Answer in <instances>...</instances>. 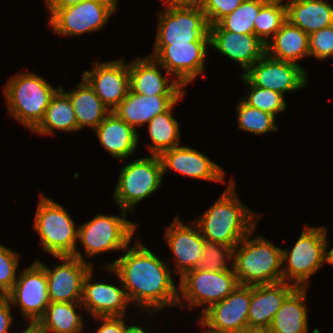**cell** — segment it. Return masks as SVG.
Returning a JSON list of instances; mask_svg holds the SVG:
<instances>
[{"label": "cell", "mask_w": 333, "mask_h": 333, "mask_svg": "<svg viewBox=\"0 0 333 333\" xmlns=\"http://www.w3.org/2000/svg\"><path fill=\"white\" fill-rule=\"evenodd\" d=\"M91 70H84L82 77L93 88L96 95L114 110L129 91L128 63L124 59L91 62Z\"/></svg>", "instance_id": "cell-20"}, {"label": "cell", "mask_w": 333, "mask_h": 333, "mask_svg": "<svg viewBox=\"0 0 333 333\" xmlns=\"http://www.w3.org/2000/svg\"><path fill=\"white\" fill-rule=\"evenodd\" d=\"M57 131L78 132L74 108L70 98L61 89L52 97L43 119L31 132L39 136H53Z\"/></svg>", "instance_id": "cell-30"}, {"label": "cell", "mask_w": 333, "mask_h": 333, "mask_svg": "<svg viewBox=\"0 0 333 333\" xmlns=\"http://www.w3.org/2000/svg\"><path fill=\"white\" fill-rule=\"evenodd\" d=\"M60 264L48 267L36 260L47 276V290L50 302H81L83 281L93 267L74 256H54Z\"/></svg>", "instance_id": "cell-18"}, {"label": "cell", "mask_w": 333, "mask_h": 333, "mask_svg": "<svg viewBox=\"0 0 333 333\" xmlns=\"http://www.w3.org/2000/svg\"><path fill=\"white\" fill-rule=\"evenodd\" d=\"M6 296L12 306L20 309L22 318L37 324L50 304L45 269L33 261L29 267L19 271L12 290Z\"/></svg>", "instance_id": "cell-13"}, {"label": "cell", "mask_w": 333, "mask_h": 333, "mask_svg": "<svg viewBox=\"0 0 333 333\" xmlns=\"http://www.w3.org/2000/svg\"><path fill=\"white\" fill-rule=\"evenodd\" d=\"M308 74L299 64L277 60L265 53L242 75L252 85L271 89L284 96L287 92L308 87Z\"/></svg>", "instance_id": "cell-15"}, {"label": "cell", "mask_w": 333, "mask_h": 333, "mask_svg": "<svg viewBox=\"0 0 333 333\" xmlns=\"http://www.w3.org/2000/svg\"><path fill=\"white\" fill-rule=\"evenodd\" d=\"M147 328L142 327V325L139 324H135L133 323H129V325H127L126 330L124 333H152L149 332L148 330H146Z\"/></svg>", "instance_id": "cell-45"}, {"label": "cell", "mask_w": 333, "mask_h": 333, "mask_svg": "<svg viewBox=\"0 0 333 333\" xmlns=\"http://www.w3.org/2000/svg\"><path fill=\"white\" fill-rule=\"evenodd\" d=\"M159 158L162 164L163 177L168 171L192 179L225 184V170L201 151L188 145H179L163 151Z\"/></svg>", "instance_id": "cell-19"}, {"label": "cell", "mask_w": 333, "mask_h": 333, "mask_svg": "<svg viewBox=\"0 0 333 333\" xmlns=\"http://www.w3.org/2000/svg\"><path fill=\"white\" fill-rule=\"evenodd\" d=\"M201 332L200 333H211V332H208V331H206L202 326H201Z\"/></svg>", "instance_id": "cell-50"}, {"label": "cell", "mask_w": 333, "mask_h": 333, "mask_svg": "<svg viewBox=\"0 0 333 333\" xmlns=\"http://www.w3.org/2000/svg\"><path fill=\"white\" fill-rule=\"evenodd\" d=\"M251 286L238 285L224 300L212 304L199 317L197 326L211 333H238L248 330Z\"/></svg>", "instance_id": "cell-14"}, {"label": "cell", "mask_w": 333, "mask_h": 333, "mask_svg": "<svg viewBox=\"0 0 333 333\" xmlns=\"http://www.w3.org/2000/svg\"><path fill=\"white\" fill-rule=\"evenodd\" d=\"M244 0H205L202 11L208 24L218 23L223 17L233 12Z\"/></svg>", "instance_id": "cell-40"}, {"label": "cell", "mask_w": 333, "mask_h": 333, "mask_svg": "<svg viewBox=\"0 0 333 333\" xmlns=\"http://www.w3.org/2000/svg\"><path fill=\"white\" fill-rule=\"evenodd\" d=\"M216 201L193 220L205 240L233 248L256 226L263 213L254 212L238 197L235 180L230 178Z\"/></svg>", "instance_id": "cell-2"}, {"label": "cell", "mask_w": 333, "mask_h": 333, "mask_svg": "<svg viewBox=\"0 0 333 333\" xmlns=\"http://www.w3.org/2000/svg\"><path fill=\"white\" fill-rule=\"evenodd\" d=\"M296 288L285 281L251 286L248 329L267 331L276 312Z\"/></svg>", "instance_id": "cell-23"}, {"label": "cell", "mask_w": 333, "mask_h": 333, "mask_svg": "<svg viewBox=\"0 0 333 333\" xmlns=\"http://www.w3.org/2000/svg\"><path fill=\"white\" fill-rule=\"evenodd\" d=\"M238 333H267V331L248 329V330H244V331H241Z\"/></svg>", "instance_id": "cell-48"}, {"label": "cell", "mask_w": 333, "mask_h": 333, "mask_svg": "<svg viewBox=\"0 0 333 333\" xmlns=\"http://www.w3.org/2000/svg\"><path fill=\"white\" fill-rule=\"evenodd\" d=\"M286 0H268L254 20V34L266 44L287 21Z\"/></svg>", "instance_id": "cell-34"}, {"label": "cell", "mask_w": 333, "mask_h": 333, "mask_svg": "<svg viewBox=\"0 0 333 333\" xmlns=\"http://www.w3.org/2000/svg\"><path fill=\"white\" fill-rule=\"evenodd\" d=\"M327 256H328V264L327 265L333 266V248L328 250Z\"/></svg>", "instance_id": "cell-47"}, {"label": "cell", "mask_w": 333, "mask_h": 333, "mask_svg": "<svg viewBox=\"0 0 333 333\" xmlns=\"http://www.w3.org/2000/svg\"><path fill=\"white\" fill-rule=\"evenodd\" d=\"M209 35L210 47L237 63L242 74L266 53V45L255 34L234 33L216 23L209 26Z\"/></svg>", "instance_id": "cell-22"}, {"label": "cell", "mask_w": 333, "mask_h": 333, "mask_svg": "<svg viewBox=\"0 0 333 333\" xmlns=\"http://www.w3.org/2000/svg\"><path fill=\"white\" fill-rule=\"evenodd\" d=\"M60 88H55L35 72L11 75L2 91L8 115L32 131L43 119L52 97Z\"/></svg>", "instance_id": "cell-4"}, {"label": "cell", "mask_w": 333, "mask_h": 333, "mask_svg": "<svg viewBox=\"0 0 333 333\" xmlns=\"http://www.w3.org/2000/svg\"><path fill=\"white\" fill-rule=\"evenodd\" d=\"M164 6L202 10L205 0H162Z\"/></svg>", "instance_id": "cell-43"}, {"label": "cell", "mask_w": 333, "mask_h": 333, "mask_svg": "<svg viewBox=\"0 0 333 333\" xmlns=\"http://www.w3.org/2000/svg\"><path fill=\"white\" fill-rule=\"evenodd\" d=\"M133 242L121 256L101 266L111 267L117 273L130 304L149 313L147 317L177 307L179 285L175 284L169 262L146 247L140 237Z\"/></svg>", "instance_id": "cell-1"}, {"label": "cell", "mask_w": 333, "mask_h": 333, "mask_svg": "<svg viewBox=\"0 0 333 333\" xmlns=\"http://www.w3.org/2000/svg\"><path fill=\"white\" fill-rule=\"evenodd\" d=\"M92 267L83 281L81 304L87 314L93 317H124L130 306L124 287L117 273L111 267H102L115 276L119 284L113 282H96Z\"/></svg>", "instance_id": "cell-16"}, {"label": "cell", "mask_w": 333, "mask_h": 333, "mask_svg": "<svg viewBox=\"0 0 333 333\" xmlns=\"http://www.w3.org/2000/svg\"><path fill=\"white\" fill-rule=\"evenodd\" d=\"M33 228L40 246L51 256H73L78 242V227L63 205L39 194Z\"/></svg>", "instance_id": "cell-7"}, {"label": "cell", "mask_w": 333, "mask_h": 333, "mask_svg": "<svg viewBox=\"0 0 333 333\" xmlns=\"http://www.w3.org/2000/svg\"><path fill=\"white\" fill-rule=\"evenodd\" d=\"M287 21L308 35L333 25V4L328 0H287Z\"/></svg>", "instance_id": "cell-26"}, {"label": "cell", "mask_w": 333, "mask_h": 333, "mask_svg": "<svg viewBox=\"0 0 333 333\" xmlns=\"http://www.w3.org/2000/svg\"><path fill=\"white\" fill-rule=\"evenodd\" d=\"M309 35L286 21L265 44L266 54L271 58L296 64L309 55Z\"/></svg>", "instance_id": "cell-29"}, {"label": "cell", "mask_w": 333, "mask_h": 333, "mask_svg": "<svg viewBox=\"0 0 333 333\" xmlns=\"http://www.w3.org/2000/svg\"><path fill=\"white\" fill-rule=\"evenodd\" d=\"M128 213L123 209H120V216L98 213L91 220L80 224L77 243L83 245L84 252L76 249L73 256L94 267L87 258L126 249L134 240L132 238L139 227L136 222L128 220Z\"/></svg>", "instance_id": "cell-5"}, {"label": "cell", "mask_w": 333, "mask_h": 333, "mask_svg": "<svg viewBox=\"0 0 333 333\" xmlns=\"http://www.w3.org/2000/svg\"><path fill=\"white\" fill-rule=\"evenodd\" d=\"M156 38L153 45L210 42L209 24L200 9L162 7L157 15Z\"/></svg>", "instance_id": "cell-11"}, {"label": "cell", "mask_w": 333, "mask_h": 333, "mask_svg": "<svg viewBox=\"0 0 333 333\" xmlns=\"http://www.w3.org/2000/svg\"><path fill=\"white\" fill-rule=\"evenodd\" d=\"M185 93L165 112L156 115L147 123L150 143L146 148L150 155H160L163 151L182 144L179 121L173 116V108L183 99Z\"/></svg>", "instance_id": "cell-32"}, {"label": "cell", "mask_w": 333, "mask_h": 333, "mask_svg": "<svg viewBox=\"0 0 333 333\" xmlns=\"http://www.w3.org/2000/svg\"><path fill=\"white\" fill-rule=\"evenodd\" d=\"M82 1L85 0H44V4L49 17L56 9L73 6Z\"/></svg>", "instance_id": "cell-44"}, {"label": "cell", "mask_w": 333, "mask_h": 333, "mask_svg": "<svg viewBox=\"0 0 333 333\" xmlns=\"http://www.w3.org/2000/svg\"><path fill=\"white\" fill-rule=\"evenodd\" d=\"M309 55L318 61L333 57V25L309 34Z\"/></svg>", "instance_id": "cell-39"}, {"label": "cell", "mask_w": 333, "mask_h": 333, "mask_svg": "<svg viewBox=\"0 0 333 333\" xmlns=\"http://www.w3.org/2000/svg\"><path fill=\"white\" fill-rule=\"evenodd\" d=\"M81 309L84 311L81 302H50L37 325L45 333H83Z\"/></svg>", "instance_id": "cell-31"}, {"label": "cell", "mask_w": 333, "mask_h": 333, "mask_svg": "<svg viewBox=\"0 0 333 333\" xmlns=\"http://www.w3.org/2000/svg\"><path fill=\"white\" fill-rule=\"evenodd\" d=\"M163 179L159 155L133 159L120 170L113 201L119 209L135 212L137 204L160 190Z\"/></svg>", "instance_id": "cell-8"}, {"label": "cell", "mask_w": 333, "mask_h": 333, "mask_svg": "<svg viewBox=\"0 0 333 333\" xmlns=\"http://www.w3.org/2000/svg\"><path fill=\"white\" fill-rule=\"evenodd\" d=\"M308 288H296L276 312L267 333H309Z\"/></svg>", "instance_id": "cell-28"}, {"label": "cell", "mask_w": 333, "mask_h": 333, "mask_svg": "<svg viewBox=\"0 0 333 333\" xmlns=\"http://www.w3.org/2000/svg\"><path fill=\"white\" fill-rule=\"evenodd\" d=\"M20 255L0 243V289L7 295L17 280Z\"/></svg>", "instance_id": "cell-38"}, {"label": "cell", "mask_w": 333, "mask_h": 333, "mask_svg": "<svg viewBox=\"0 0 333 333\" xmlns=\"http://www.w3.org/2000/svg\"><path fill=\"white\" fill-rule=\"evenodd\" d=\"M233 250L229 245L205 240L199 269L206 271H225L233 269Z\"/></svg>", "instance_id": "cell-37"}, {"label": "cell", "mask_w": 333, "mask_h": 333, "mask_svg": "<svg viewBox=\"0 0 333 333\" xmlns=\"http://www.w3.org/2000/svg\"><path fill=\"white\" fill-rule=\"evenodd\" d=\"M268 0H244L233 12L218 23L225 29L239 34H254V20Z\"/></svg>", "instance_id": "cell-35"}, {"label": "cell", "mask_w": 333, "mask_h": 333, "mask_svg": "<svg viewBox=\"0 0 333 333\" xmlns=\"http://www.w3.org/2000/svg\"><path fill=\"white\" fill-rule=\"evenodd\" d=\"M26 326L25 328L23 325L21 326V329L23 330L21 333H45L37 324L27 323Z\"/></svg>", "instance_id": "cell-46"}, {"label": "cell", "mask_w": 333, "mask_h": 333, "mask_svg": "<svg viewBox=\"0 0 333 333\" xmlns=\"http://www.w3.org/2000/svg\"><path fill=\"white\" fill-rule=\"evenodd\" d=\"M100 325L95 333H124L128 323L124 317H93Z\"/></svg>", "instance_id": "cell-41"}, {"label": "cell", "mask_w": 333, "mask_h": 333, "mask_svg": "<svg viewBox=\"0 0 333 333\" xmlns=\"http://www.w3.org/2000/svg\"><path fill=\"white\" fill-rule=\"evenodd\" d=\"M239 78L248 87V90H245L246 96L241 98L247 105L258 108L275 117L286 110L287 102L285 96L271 89L252 85L242 74Z\"/></svg>", "instance_id": "cell-36"}, {"label": "cell", "mask_w": 333, "mask_h": 333, "mask_svg": "<svg viewBox=\"0 0 333 333\" xmlns=\"http://www.w3.org/2000/svg\"><path fill=\"white\" fill-rule=\"evenodd\" d=\"M304 226L294 246L282 248L283 281L297 288H309L312 275L328 264L327 228Z\"/></svg>", "instance_id": "cell-6"}, {"label": "cell", "mask_w": 333, "mask_h": 333, "mask_svg": "<svg viewBox=\"0 0 333 333\" xmlns=\"http://www.w3.org/2000/svg\"><path fill=\"white\" fill-rule=\"evenodd\" d=\"M255 227L233 250V269L239 285L254 286L283 281L282 248L255 234Z\"/></svg>", "instance_id": "cell-3"}, {"label": "cell", "mask_w": 333, "mask_h": 333, "mask_svg": "<svg viewBox=\"0 0 333 333\" xmlns=\"http://www.w3.org/2000/svg\"><path fill=\"white\" fill-rule=\"evenodd\" d=\"M210 42L153 45L149 56L159 62L184 87L204 75Z\"/></svg>", "instance_id": "cell-12"}, {"label": "cell", "mask_w": 333, "mask_h": 333, "mask_svg": "<svg viewBox=\"0 0 333 333\" xmlns=\"http://www.w3.org/2000/svg\"><path fill=\"white\" fill-rule=\"evenodd\" d=\"M6 297V294L0 289V301Z\"/></svg>", "instance_id": "cell-49"}, {"label": "cell", "mask_w": 333, "mask_h": 333, "mask_svg": "<svg viewBox=\"0 0 333 333\" xmlns=\"http://www.w3.org/2000/svg\"><path fill=\"white\" fill-rule=\"evenodd\" d=\"M179 278L177 307L189 308V311L201 308L200 315L212 304L224 300L239 285L234 269L206 271L196 268Z\"/></svg>", "instance_id": "cell-9"}, {"label": "cell", "mask_w": 333, "mask_h": 333, "mask_svg": "<svg viewBox=\"0 0 333 333\" xmlns=\"http://www.w3.org/2000/svg\"><path fill=\"white\" fill-rule=\"evenodd\" d=\"M118 0H85L76 5L56 9L47 19L57 36H80L102 31L116 14Z\"/></svg>", "instance_id": "cell-10"}, {"label": "cell", "mask_w": 333, "mask_h": 333, "mask_svg": "<svg viewBox=\"0 0 333 333\" xmlns=\"http://www.w3.org/2000/svg\"><path fill=\"white\" fill-rule=\"evenodd\" d=\"M237 128L254 135L277 132L276 117L258 108L247 105L242 99L235 107Z\"/></svg>", "instance_id": "cell-33"}, {"label": "cell", "mask_w": 333, "mask_h": 333, "mask_svg": "<svg viewBox=\"0 0 333 333\" xmlns=\"http://www.w3.org/2000/svg\"><path fill=\"white\" fill-rule=\"evenodd\" d=\"M13 306L11 305L10 300L6 296L2 301H0V333H9L11 326L14 325Z\"/></svg>", "instance_id": "cell-42"}, {"label": "cell", "mask_w": 333, "mask_h": 333, "mask_svg": "<svg viewBox=\"0 0 333 333\" xmlns=\"http://www.w3.org/2000/svg\"><path fill=\"white\" fill-rule=\"evenodd\" d=\"M69 98L75 111L78 131L89 128L93 131L111 112L82 77L72 90L60 88Z\"/></svg>", "instance_id": "cell-27"}, {"label": "cell", "mask_w": 333, "mask_h": 333, "mask_svg": "<svg viewBox=\"0 0 333 333\" xmlns=\"http://www.w3.org/2000/svg\"><path fill=\"white\" fill-rule=\"evenodd\" d=\"M93 132L105 151L121 161L133 156L140 144L139 131L119 119L112 111Z\"/></svg>", "instance_id": "cell-24"}, {"label": "cell", "mask_w": 333, "mask_h": 333, "mask_svg": "<svg viewBox=\"0 0 333 333\" xmlns=\"http://www.w3.org/2000/svg\"><path fill=\"white\" fill-rule=\"evenodd\" d=\"M178 216L175 215L172 222L165 226L163 236L173 253L175 269L172 271L182 277L187 271L198 267L205 239L194 221L186 224Z\"/></svg>", "instance_id": "cell-17"}, {"label": "cell", "mask_w": 333, "mask_h": 333, "mask_svg": "<svg viewBox=\"0 0 333 333\" xmlns=\"http://www.w3.org/2000/svg\"><path fill=\"white\" fill-rule=\"evenodd\" d=\"M182 95H139L128 91L127 96L112 112L128 125L137 127L147 124L156 115L167 111Z\"/></svg>", "instance_id": "cell-25"}, {"label": "cell", "mask_w": 333, "mask_h": 333, "mask_svg": "<svg viewBox=\"0 0 333 333\" xmlns=\"http://www.w3.org/2000/svg\"><path fill=\"white\" fill-rule=\"evenodd\" d=\"M165 71L162 74L161 71ZM129 91L139 95H183L187 91L151 56H138L128 62Z\"/></svg>", "instance_id": "cell-21"}]
</instances>
